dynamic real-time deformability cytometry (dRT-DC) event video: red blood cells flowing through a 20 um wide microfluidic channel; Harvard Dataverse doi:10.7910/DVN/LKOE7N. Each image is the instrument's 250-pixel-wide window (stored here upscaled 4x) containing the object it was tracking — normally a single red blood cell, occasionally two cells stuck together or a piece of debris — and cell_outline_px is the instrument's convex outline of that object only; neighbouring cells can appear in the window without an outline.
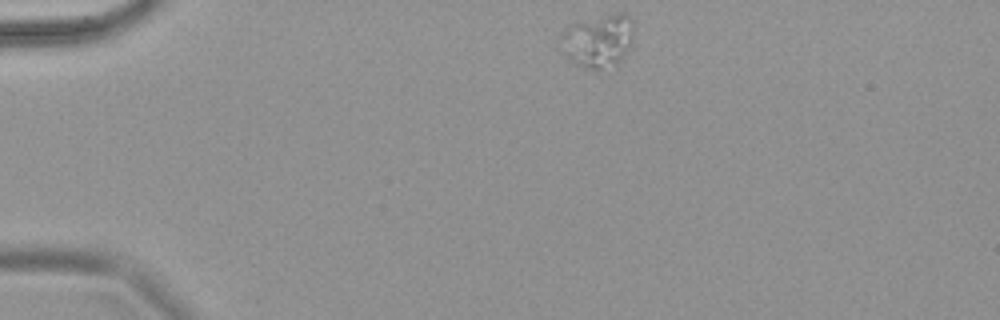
{"species": "common noctule bat (a hibernating species)", "species_latin": "Nyctalus noctula", "temperature_condition": "warm", "stored_images_in_passage": 57, "camera_frame_rate_fps": 3000, "um_per_image_px": 0.085, "animal": {"sex": "female", "body_mass_g": 18.4}, "frame": {"image": 1, "passage_image": 1, "time_ms": 0.0, "image_size_px": [1000, 320], "cell_outline_px": [[632, 20], [628, 48], [620, 60], [616, 64], [600, 72], [596, 72], [576, 64], [568, 60], [564, 56], [564, 28], [572, 24], [616, 12], [624, 12]], "centroid_in_image_um": [50.83, 3.5], "position_along_channel_um": 34.2, "area_um2": 22.08}}
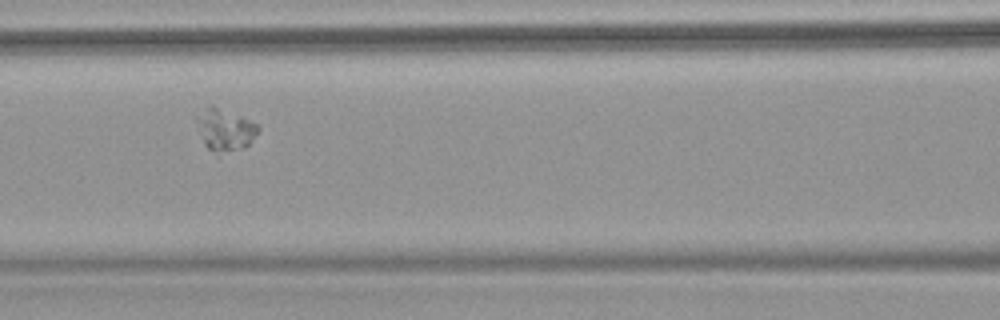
{"frame": {"image": 2, "passage_image": 19, "time_ms": 6.0, "image_size_px": [1000, 320], "cell_outline_px": [[260, 128], [248, 144], [244, 148], [208, 148], [204, 144], [196, 128], [196, 116], [208, 104], [212, 104], [240, 116], [256, 124]], "centroid_in_image_um": [19.06, 10.92], "position_along_channel_um": 147.5, "area_um2": 14.28}}
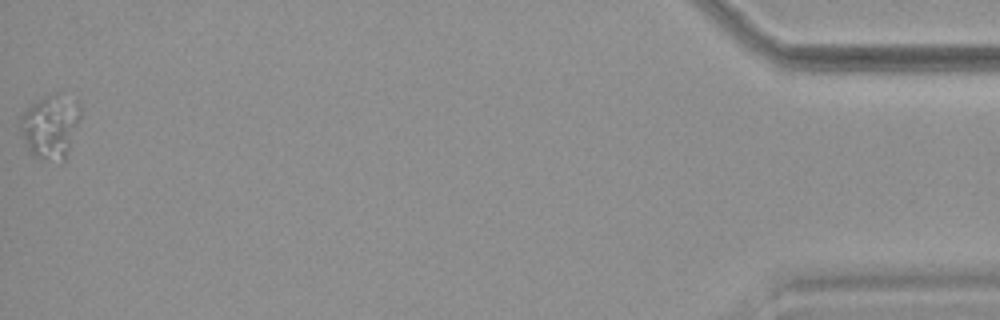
{"frame": {"image": 3, "passage_image": 57, "time_ms": 18.667, "image_size_px": [1000, 320], "cell_outline_px": [[80, 116], [64, 164], [60, 164], [40, 160], [28, 152], [20, 128], [20, 116], [32, 104], [56, 92], [60, 92], [76, 100], [80, 104]], "centroid_in_image_um": [4.3, 10.8], "position_along_channel_um": 430.9, "area_um2": 22.72}}